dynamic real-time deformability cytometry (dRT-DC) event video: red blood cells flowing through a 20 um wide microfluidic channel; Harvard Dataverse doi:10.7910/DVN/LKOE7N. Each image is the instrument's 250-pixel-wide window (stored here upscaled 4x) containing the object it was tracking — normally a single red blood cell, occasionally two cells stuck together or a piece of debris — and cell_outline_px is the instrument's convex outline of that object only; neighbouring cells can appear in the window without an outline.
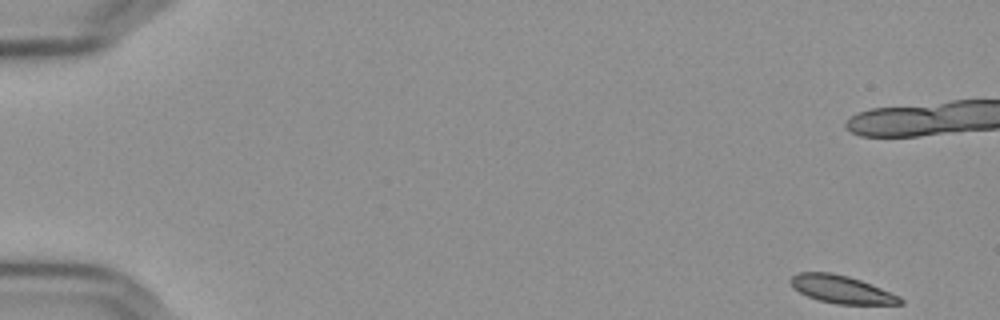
{"species": "Egyptian fruit bat (a non-hibernating species)", "species_latin": "Rousettus aegyptiacus", "temperature_condition": "cold", "stored_images_in_passage": 56, "camera_frame_rate_fps": 3000, "um_per_image_px": 0.085, "frame": {"image": 1, "passage_image": 1, "time_ms": 0.0, "image_size_px": [1000, 320], "cell_outline_px": [[904, 304], [836, 304], [816, 300], [800, 292], [788, 280], [792, 276], [800, 272], [832, 272], [848, 276], [860, 280], [900, 296], [904, 300]], "centroid_in_image_um": [71.54, 24.6], "position_along_channel_um": 13.5, "area_um2": 17.63}, "authors_computed_cell_mechanics": {"area_um2": 19.0451, "velocity_mm_per_s": 3.6042, "shape_relaxation_time_tau1_ms": 3.0053, "shape_relaxation_time_tau2_ms": 3.6793, "deformation_change_tau1": 0.0777, "deformation_change_tau2": 0.0555}}